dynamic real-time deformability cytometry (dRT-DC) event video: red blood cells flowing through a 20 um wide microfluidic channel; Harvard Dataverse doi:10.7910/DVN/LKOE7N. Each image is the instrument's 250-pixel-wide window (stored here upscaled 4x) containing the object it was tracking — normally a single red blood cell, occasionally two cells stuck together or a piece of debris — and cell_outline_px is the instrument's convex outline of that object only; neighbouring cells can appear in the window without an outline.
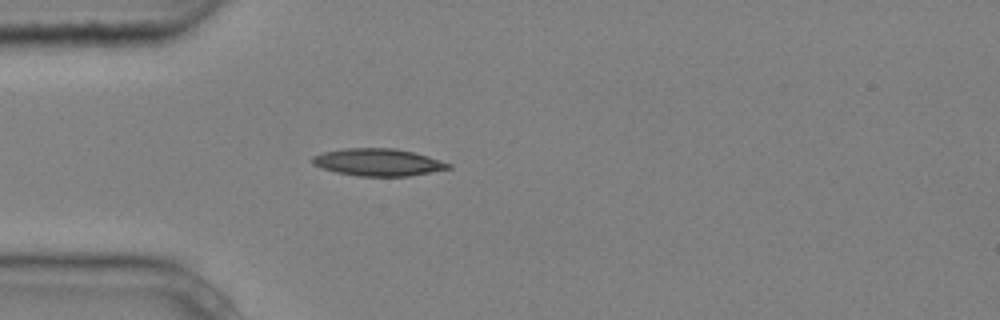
{"species": "common noctule bat (a hibernating species)", "species_latin": "Nyctalus noctula", "temperature_condition": "cold", "stored_images_in_passage": 3, "camera_frame_rate_fps": 3000, "um_per_image_px": 0.085, "animal": {"sex": "male", "body_mass_g": 20.4}, "frame": {"image": 1, "passage_image": 3, "time_ms": 0.667, "image_size_px": [1000, 320], "cell_outline_px": [[452, 168], [408, 176], [360, 176], [336, 172], [312, 164], [312, 156], [324, 152], [344, 148], [396, 148], [428, 156], [452, 164]], "centroid_in_image_um": [32.15, 13.78], "position_along_channel_um": 52.9, "area_um2": 21.5}}